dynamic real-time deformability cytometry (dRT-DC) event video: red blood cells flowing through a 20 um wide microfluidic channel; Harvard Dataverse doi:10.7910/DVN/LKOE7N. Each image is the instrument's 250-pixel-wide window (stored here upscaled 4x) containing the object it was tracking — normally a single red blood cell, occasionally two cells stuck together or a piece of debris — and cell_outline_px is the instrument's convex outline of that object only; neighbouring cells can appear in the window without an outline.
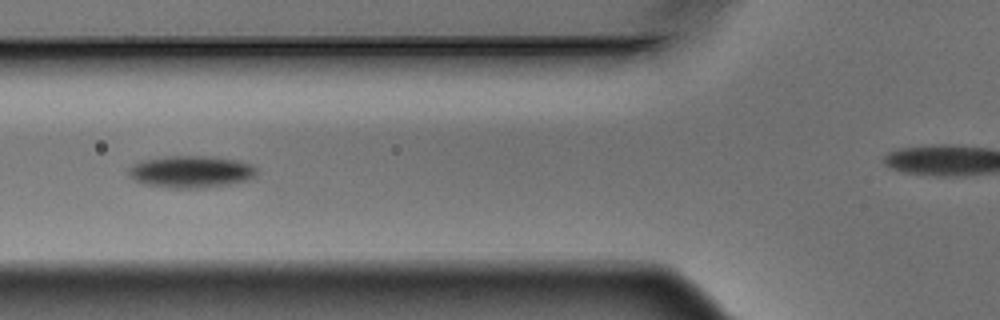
{"species": "Egyptian fruit bat (a non-hibernating species)", "species_latin": "Rousettus aegyptiacus", "temperature_condition": "warm", "stored_images_in_passage": 12, "camera_frame_rate_fps": 3000, "um_per_image_px": 0.085, "animal": {"sex": "male"}, "frame": {"image": 1, "passage_image": 2, "time_ms": 0.333, "image_size_px": [1000, 320], "cell_outline_px": [[256, 176], [252, 180], [204, 188], [168, 188], [144, 184], [128, 176], [128, 168], [132, 164], [144, 160], [168, 156], [212, 156], [240, 160], [252, 164], [256, 168]], "centroid_in_image_um": [16.27, 14.6], "position_along_channel_um": 109.5, "area_um2": 24.28}}
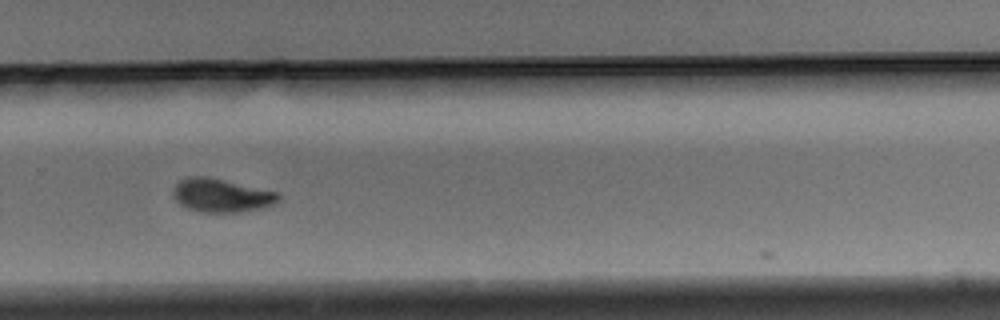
{"frame": {"image": 2, "passage_image": 7, "time_ms": 2.0, "image_size_px": [1000, 320], "cell_outline_px": [[280, 200], [272, 204], [260, 208], [244, 212], [200, 212], [188, 208], [180, 204], [176, 200], [172, 192], [176, 184], [180, 180], [188, 176], [208, 176], [280, 192]], "centroid_in_image_um": [18.83, 16.6], "position_along_channel_um": 311.0, "area_um2": 20.69}}
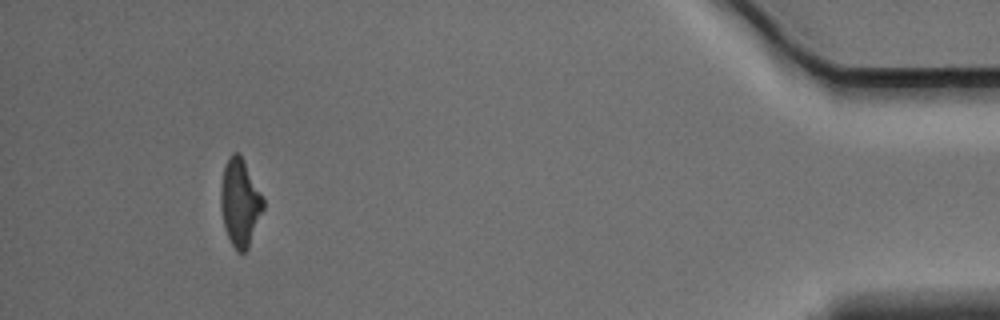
{"frame": {"image": 3, "passage_image": 12, "time_ms": 3.667, "image_size_px": [1000, 320], "cell_outline_px": [[264, 208], [248, 248], [244, 252], [236, 252], [224, 228], [220, 208], [220, 192], [224, 168], [232, 152], [240, 152], [264, 200]], "centroid_in_image_um": [20.39, 17.23], "position_along_channel_um": 414.8, "area_um2": 21.5}}